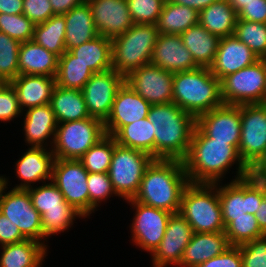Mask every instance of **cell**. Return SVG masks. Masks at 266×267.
Returning <instances> with one entry per match:
<instances>
[{
    "mask_svg": "<svg viewBox=\"0 0 266 267\" xmlns=\"http://www.w3.org/2000/svg\"><path fill=\"white\" fill-rule=\"evenodd\" d=\"M189 183L216 184L223 182L230 168L236 165L235 178L249 175V168L241 160L238 150L227 142L207 137L197 126L194 128L188 154L183 160Z\"/></svg>",
    "mask_w": 266,
    "mask_h": 267,
    "instance_id": "cell-1",
    "label": "cell"
},
{
    "mask_svg": "<svg viewBox=\"0 0 266 267\" xmlns=\"http://www.w3.org/2000/svg\"><path fill=\"white\" fill-rule=\"evenodd\" d=\"M147 118L154 132V159L183 161L189 151L196 118L173 102L152 104Z\"/></svg>",
    "mask_w": 266,
    "mask_h": 267,
    "instance_id": "cell-2",
    "label": "cell"
},
{
    "mask_svg": "<svg viewBox=\"0 0 266 267\" xmlns=\"http://www.w3.org/2000/svg\"><path fill=\"white\" fill-rule=\"evenodd\" d=\"M188 184L183 161L154 159L146 168L133 200L178 213L183 190Z\"/></svg>",
    "mask_w": 266,
    "mask_h": 267,
    "instance_id": "cell-3",
    "label": "cell"
},
{
    "mask_svg": "<svg viewBox=\"0 0 266 267\" xmlns=\"http://www.w3.org/2000/svg\"><path fill=\"white\" fill-rule=\"evenodd\" d=\"M172 102L197 118L224 104L221 81L206 67L176 72L173 77Z\"/></svg>",
    "mask_w": 266,
    "mask_h": 267,
    "instance_id": "cell-4",
    "label": "cell"
},
{
    "mask_svg": "<svg viewBox=\"0 0 266 267\" xmlns=\"http://www.w3.org/2000/svg\"><path fill=\"white\" fill-rule=\"evenodd\" d=\"M179 213L196 233L225 230L217 183H189L183 190Z\"/></svg>",
    "mask_w": 266,
    "mask_h": 267,
    "instance_id": "cell-5",
    "label": "cell"
},
{
    "mask_svg": "<svg viewBox=\"0 0 266 267\" xmlns=\"http://www.w3.org/2000/svg\"><path fill=\"white\" fill-rule=\"evenodd\" d=\"M158 35L156 25L134 24L122 35L111 39L112 68L126 77L150 63Z\"/></svg>",
    "mask_w": 266,
    "mask_h": 267,
    "instance_id": "cell-6",
    "label": "cell"
},
{
    "mask_svg": "<svg viewBox=\"0 0 266 267\" xmlns=\"http://www.w3.org/2000/svg\"><path fill=\"white\" fill-rule=\"evenodd\" d=\"M35 186L27 190L33 207L41 215L42 233L46 239L64 231L68 232L73 224L77 223L74 222L77 218L85 219L79 211L65 201L63 194L52 181Z\"/></svg>",
    "mask_w": 266,
    "mask_h": 267,
    "instance_id": "cell-7",
    "label": "cell"
},
{
    "mask_svg": "<svg viewBox=\"0 0 266 267\" xmlns=\"http://www.w3.org/2000/svg\"><path fill=\"white\" fill-rule=\"evenodd\" d=\"M105 136L104 122L94 117L57 123L51 150L55 158L78 160Z\"/></svg>",
    "mask_w": 266,
    "mask_h": 267,
    "instance_id": "cell-8",
    "label": "cell"
},
{
    "mask_svg": "<svg viewBox=\"0 0 266 267\" xmlns=\"http://www.w3.org/2000/svg\"><path fill=\"white\" fill-rule=\"evenodd\" d=\"M217 190L225 227L231 217L255 214L266 196V182L251 175L234 181L217 183Z\"/></svg>",
    "mask_w": 266,
    "mask_h": 267,
    "instance_id": "cell-9",
    "label": "cell"
},
{
    "mask_svg": "<svg viewBox=\"0 0 266 267\" xmlns=\"http://www.w3.org/2000/svg\"><path fill=\"white\" fill-rule=\"evenodd\" d=\"M153 160L149 153L141 150L115 146L108 174L120 198L125 201L135 197L145 170Z\"/></svg>",
    "mask_w": 266,
    "mask_h": 267,
    "instance_id": "cell-10",
    "label": "cell"
},
{
    "mask_svg": "<svg viewBox=\"0 0 266 267\" xmlns=\"http://www.w3.org/2000/svg\"><path fill=\"white\" fill-rule=\"evenodd\" d=\"M2 178L4 184L0 190V213L17 225L26 239L41 242L49 247L48 240L42 233L41 215L33 207L28 190L10 188V179L6 175H2Z\"/></svg>",
    "mask_w": 266,
    "mask_h": 267,
    "instance_id": "cell-11",
    "label": "cell"
},
{
    "mask_svg": "<svg viewBox=\"0 0 266 267\" xmlns=\"http://www.w3.org/2000/svg\"><path fill=\"white\" fill-rule=\"evenodd\" d=\"M265 94V59H259L221 80V96L227 105L262 104Z\"/></svg>",
    "mask_w": 266,
    "mask_h": 267,
    "instance_id": "cell-12",
    "label": "cell"
},
{
    "mask_svg": "<svg viewBox=\"0 0 266 267\" xmlns=\"http://www.w3.org/2000/svg\"><path fill=\"white\" fill-rule=\"evenodd\" d=\"M133 209V220L130 224L131 241L143 251L152 254L159 246L167 228L171 212L157 209L133 199L126 200Z\"/></svg>",
    "mask_w": 266,
    "mask_h": 267,
    "instance_id": "cell-13",
    "label": "cell"
},
{
    "mask_svg": "<svg viewBox=\"0 0 266 267\" xmlns=\"http://www.w3.org/2000/svg\"><path fill=\"white\" fill-rule=\"evenodd\" d=\"M88 173L77 159L55 158L51 179L63 194L65 201L85 218H89Z\"/></svg>",
    "mask_w": 266,
    "mask_h": 267,
    "instance_id": "cell-14",
    "label": "cell"
},
{
    "mask_svg": "<svg viewBox=\"0 0 266 267\" xmlns=\"http://www.w3.org/2000/svg\"><path fill=\"white\" fill-rule=\"evenodd\" d=\"M241 137L238 152L250 169L266 150V107L264 104H242Z\"/></svg>",
    "mask_w": 266,
    "mask_h": 267,
    "instance_id": "cell-15",
    "label": "cell"
},
{
    "mask_svg": "<svg viewBox=\"0 0 266 267\" xmlns=\"http://www.w3.org/2000/svg\"><path fill=\"white\" fill-rule=\"evenodd\" d=\"M124 82L125 77L113 68L91 76L82 89L90 117L106 121L116 94Z\"/></svg>",
    "mask_w": 266,
    "mask_h": 267,
    "instance_id": "cell-16",
    "label": "cell"
},
{
    "mask_svg": "<svg viewBox=\"0 0 266 267\" xmlns=\"http://www.w3.org/2000/svg\"><path fill=\"white\" fill-rule=\"evenodd\" d=\"M174 73L148 63L125 77V83L148 103L166 104L173 100Z\"/></svg>",
    "mask_w": 266,
    "mask_h": 267,
    "instance_id": "cell-17",
    "label": "cell"
},
{
    "mask_svg": "<svg viewBox=\"0 0 266 267\" xmlns=\"http://www.w3.org/2000/svg\"><path fill=\"white\" fill-rule=\"evenodd\" d=\"M196 126L209 138L238 150L241 137L240 105L223 104L196 118Z\"/></svg>",
    "mask_w": 266,
    "mask_h": 267,
    "instance_id": "cell-18",
    "label": "cell"
},
{
    "mask_svg": "<svg viewBox=\"0 0 266 267\" xmlns=\"http://www.w3.org/2000/svg\"><path fill=\"white\" fill-rule=\"evenodd\" d=\"M194 231L188 221L178 212L172 213L165 234L150 255L153 267H180V261Z\"/></svg>",
    "mask_w": 266,
    "mask_h": 267,
    "instance_id": "cell-19",
    "label": "cell"
},
{
    "mask_svg": "<svg viewBox=\"0 0 266 267\" xmlns=\"http://www.w3.org/2000/svg\"><path fill=\"white\" fill-rule=\"evenodd\" d=\"M151 104L125 82L118 90L109 117L104 122L106 135L114 136L123 126L147 118Z\"/></svg>",
    "mask_w": 266,
    "mask_h": 267,
    "instance_id": "cell-20",
    "label": "cell"
},
{
    "mask_svg": "<svg viewBox=\"0 0 266 267\" xmlns=\"http://www.w3.org/2000/svg\"><path fill=\"white\" fill-rule=\"evenodd\" d=\"M87 2L99 35L114 39L134 25L127 0H87Z\"/></svg>",
    "mask_w": 266,
    "mask_h": 267,
    "instance_id": "cell-21",
    "label": "cell"
},
{
    "mask_svg": "<svg viewBox=\"0 0 266 267\" xmlns=\"http://www.w3.org/2000/svg\"><path fill=\"white\" fill-rule=\"evenodd\" d=\"M15 162L16 178L21 182L14 189H27L35 183H46L52 179V169L55 160L51 149L28 147Z\"/></svg>",
    "mask_w": 266,
    "mask_h": 267,
    "instance_id": "cell-22",
    "label": "cell"
},
{
    "mask_svg": "<svg viewBox=\"0 0 266 267\" xmlns=\"http://www.w3.org/2000/svg\"><path fill=\"white\" fill-rule=\"evenodd\" d=\"M22 116L26 145L51 149L55 140L57 121L50 103L24 110Z\"/></svg>",
    "mask_w": 266,
    "mask_h": 267,
    "instance_id": "cell-23",
    "label": "cell"
},
{
    "mask_svg": "<svg viewBox=\"0 0 266 267\" xmlns=\"http://www.w3.org/2000/svg\"><path fill=\"white\" fill-rule=\"evenodd\" d=\"M259 58L243 42L234 35L220 38L214 61L210 71L220 81L229 74L252 65Z\"/></svg>",
    "mask_w": 266,
    "mask_h": 267,
    "instance_id": "cell-24",
    "label": "cell"
},
{
    "mask_svg": "<svg viewBox=\"0 0 266 267\" xmlns=\"http://www.w3.org/2000/svg\"><path fill=\"white\" fill-rule=\"evenodd\" d=\"M150 63L172 73L199 68L181 35L173 34L158 35Z\"/></svg>",
    "mask_w": 266,
    "mask_h": 267,
    "instance_id": "cell-25",
    "label": "cell"
},
{
    "mask_svg": "<svg viewBox=\"0 0 266 267\" xmlns=\"http://www.w3.org/2000/svg\"><path fill=\"white\" fill-rule=\"evenodd\" d=\"M231 245L226 233L194 232L183 252L180 267H197L203 262L222 254Z\"/></svg>",
    "mask_w": 266,
    "mask_h": 267,
    "instance_id": "cell-26",
    "label": "cell"
},
{
    "mask_svg": "<svg viewBox=\"0 0 266 267\" xmlns=\"http://www.w3.org/2000/svg\"><path fill=\"white\" fill-rule=\"evenodd\" d=\"M18 97L22 111L50 103L56 85L55 77L18 75L10 82Z\"/></svg>",
    "mask_w": 266,
    "mask_h": 267,
    "instance_id": "cell-27",
    "label": "cell"
},
{
    "mask_svg": "<svg viewBox=\"0 0 266 267\" xmlns=\"http://www.w3.org/2000/svg\"><path fill=\"white\" fill-rule=\"evenodd\" d=\"M59 56L43 48L33 40L20 44L18 56L19 75L55 77Z\"/></svg>",
    "mask_w": 266,
    "mask_h": 267,
    "instance_id": "cell-28",
    "label": "cell"
},
{
    "mask_svg": "<svg viewBox=\"0 0 266 267\" xmlns=\"http://www.w3.org/2000/svg\"><path fill=\"white\" fill-rule=\"evenodd\" d=\"M66 23L65 49L78 47L93 40L99 34L96 30L91 8L88 2L75 6L66 14H63Z\"/></svg>",
    "mask_w": 266,
    "mask_h": 267,
    "instance_id": "cell-29",
    "label": "cell"
},
{
    "mask_svg": "<svg viewBox=\"0 0 266 267\" xmlns=\"http://www.w3.org/2000/svg\"><path fill=\"white\" fill-rule=\"evenodd\" d=\"M0 248V267H42L48 256V247L31 239Z\"/></svg>",
    "mask_w": 266,
    "mask_h": 267,
    "instance_id": "cell-30",
    "label": "cell"
},
{
    "mask_svg": "<svg viewBox=\"0 0 266 267\" xmlns=\"http://www.w3.org/2000/svg\"><path fill=\"white\" fill-rule=\"evenodd\" d=\"M50 105L57 123L90 118L82 90L55 85Z\"/></svg>",
    "mask_w": 266,
    "mask_h": 267,
    "instance_id": "cell-31",
    "label": "cell"
},
{
    "mask_svg": "<svg viewBox=\"0 0 266 267\" xmlns=\"http://www.w3.org/2000/svg\"><path fill=\"white\" fill-rule=\"evenodd\" d=\"M237 20L229 0H218L199 12V24L219 38L234 35Z\"/></svg>",
    "mask_w": 266,
    "mask_h": 267,
    "instance_id": "cell-32",
    "label": "cell"
},
{
    "mask_svg": "<svg viewBox=\"0 0 266 267\" xmlns=\"http://www.w3.org/2000/svg\"><path fill=\"white\" fill-rule=\"evenodd\" d=\"M181 37L195 63L199 67L209 68L214 61L220 38L208 32L200 24L188 28Z\"/></svg>",
    "mask_w": 266,
    "mask_h": 267,
    "instance_id": "cell-33",
    "label": "cell"
},
{
    "mask_svg": "<svg viewBox=\"0 0 266 267\" xmlns=\"http://www.w3.org/2000/svg\"><path fill=\"white\" fill-rule=\"evenodd\" d=\"M199 24V12L173 2H165L156 23L159 34L181 35L188 28Z\"/></svg>",
    "mask_w": 266,
    "mask_h": 267,
    "instance_id": "cell-34",
    "label": "cell"
},
{
    "mask_svg": "<svg viewBox=\"0 0 266 267\" xmlns=\"http://www.w3.org/2000/svg\"><path fill=\"white\" fill-rule=\"evenodd\" d=\"M70 52L94 73L112 68L111 39L102 35L71 49Z\"/></svg>",
    "mask_w": 266,
    "mask_h": 267,
    "instance_id": "cell-35",
    "label": "cell"
},
{
    "mask_svg": "<svg viewBox=\"0 0 266 267\" xmlns=\"http://www.w3.org/2000/svg\"><path fill=\"white\" fill-rule=\"evenodd\" d=\"M118 145L141 150L154 158V132L152 122L143 118L123 126L114 136Z\"/></svg>",
    "mask_w": 266,
    "mask_h": 267,
    "instance_id": "cell-36",
    "label": "cell"
},
{
    "mask_svg": "<svg viewBox=\"0 0 266 267\" xmlns=\"http://www.w3.org/2000/svg\"><path fill=\"white\" fill-rule=\"evenodd\" d=\"M66 23L63 15H53L34 27L32 40L59 57L65 52Z\"/></svg>",
    "mask_w": 266,
    "mask_h": 267,
    "instance_id": "cell-37",
    "label": "cell"
},
{
    "mask_svg": "<svg viewBox=\"0 0 266 267\" xmlns=\"http://www.w3.org/2000/svg\"><path fill=\"white\" fill-rule=\"evenodd\" d=\"M93 74L88 66L76 60L70 51H66L59 57L55 82L60 87L82 90Z\"/></svg>",
    "mask_w": 266,
    "mask_h": 267,
    "instance_id": "cell-38",
    "label": "cell"
},
{
    "mask_svg": "<svg viewBox=\"0 0 266 267\" xmlns=\"http://www.w3.org/2000/svg\"><path fill=\"white\" fill-rule=\"evenodd\" d=\"M117 142L106 135L78 159L89 173H108Z\"/></svg>",
    "mask_w": 266,
    "mask_h": 267,
    "instance_id": "cell-39",
    "label": "cell"
},
{
    "mask_svg": "<svg viewBox=\"0 0 266 267\" xmlns=\"http://www.w3.org/2000/svg\"><path fill=\"white\" fill-rule=\"evenodd\" d=\"M230 245L239 246L254 239H259L266 234L261 230L254 214L247 216L231 217V222L225 227Z\"/></svg>",
    "mask_w": 266,
    "mask_h": 267,
    "instance_id": "cell-40",
    "label": "cell"
},
{
    "mask_svg": "<svg viewBox=\"0 0 266 267\" xmlns=\"http://www.w3.org/2000/svg\"><path fill=\"white\" fill-rule=\"evenodd\" d=\"M234 36L249 47L259 59L266 58V23L238 19Z\"/></svg>",
    "mask_w": 266,
    "mask_h": 267,
    "instance_id": "cell-41",
    "label": "cell"
},
{
    "mask_svg": "<svg viewBox=\"0 0 266 267\" xmlns=\"http://www.w3.org/2000/svg\"><path fill=\"white\" fill-rule=\"evenodd\" d=\"M89 193V217L98 207L110 199V197L120 198L112 185L108 173H88L87 178ZM103 202V203H102Z\"/></svg>",
    "mask_w": 266,
    "mask_h": 267,
    "instance_id": "cell-42",
    "label": "cell"
},
{
    "mask_svg": "<svg viewBox=\"0 0 266 267\" xmlns=\"http://www.w3.org/2000/svg\"><path fill=\"white\" fill-rule=\"evenodd\" d=\"M20 42L0 32V75L10 83L19 75Z\"/></svg>",
    "mask_w": 266,
    "mask_h": 267,
    "instance_id": "cell-43",
    "label": "cell"
},
{
    "mask_svg": "<svg viewBox=\"0 0 266 267\" xmlns=\"http://www.w3.org/2000/svg\"><path fill=\"white\" fill-rule=\"evenodd\" d=\"M35 24L24 14H0V32L19 41H30L33 38Z\"/></svg>",
    "mask_w": 266,
    "mask_h": 267,
    "instance_id": "cell-44",
    "label": "cell"
},
{
    "mask_svg": "<svg viewBox=\"0 0 266 267\" xmlns=\"http://www.w3.org/2000/svg\"><path fill=\"white\" fill-rule=\"evenodd\" d=\"M164 3L163 0H127L134 24L156 25Z\"/></svg>",
    "mask_w": 266,
    "mask_h": 267,
    "instance_id": "cell-45",
    "label": "cell"
},
{
    "mask_svg": "<svg viewBox=\"0 0 266 267\" xmlns=\"http://www.w3.org/2000/svg\"><path fill=\"white\" fill-rule=\"evenodd\" d=\"M243 267H266V236L240 245Z\"/></svg>",
    "mask_w": 266,
    "mask_h": 267,
    "instance_id": "cell-46",
    "label": "cell"
},
{
    "mask_svg": "<svg viewBox=\"0 0 266 267\" xmlns=\"http://www.w3.org/2000/svg\"><path fill=\"white\" fill-rule=\"evenodd\" d=\"M18 97L15 89L10 83L0 87V121L14 122V118L22 117Z\"/></svg>",
    "mask_w": 266,
    "mask_h": 267,
    "instance_id": "cell-47",
    "label": "cell"
},
{
    "mask_svg": "<svg viewBox=\"0 0 266 267\" xmlns=\"http://www.w3.org/2000/svg\"><path fill=\"white\" fill-rule=\"evenodd\" d=\"M35 25L55 15L49 0H23V13Z\"/></svg>",
    "mask_w": 266,
    "mask_h": 267,
    "instance_id": "cell-48",
    "label": "cell"
},
{
    "mask_svg": "<svg viewBox=\"0 0 266 267\" xmlns=\"http://www.w3.org/2000/svg\"><path fill=\"white\" fill-rule=\"evenodd\" d=\"M197 267H243L240 245H231L222 254L203 262Z\"/></svg>",
    "mask_w": 266,
    "mask_h": 267,
    "instance_id": "cell-49",
    "label": "cell"
},
{
    "mask_svg": "<svg viewBox=\"0 0 266 267\" xmlns=\"http://www.w3.org/2000/svg\"><path fill=\"white\" fill-rule=\"evenodd\" d=\"M237 14L238 19L266 23V0H251Z\"/></svg>",
    "mask_w": 266,
    "mask_h": 267,
    "instance_id": "cell-50",
    "label": "cell"
},
{
    "mask_svg": "<svg viewBox=\"0 0 266 267\" xmlns=\"http://www.w3.org/2000/svg\"><path fill=\"white\" fill-rule=\"evenodd\" d=\"M26 240L17 225L0 213V246Z\"/></svg>",
    "mask_w": 266,
    "mask_h": 267,
    "instance_id": "cell-51",
    "label": "cell"
},
{
    "mask_svg": "<svg viewBox=\"0 0 266 267\" xmlns=\"http://www.w3.org/2000/svg\"><path fill=\"white\" fill-rule=\"evenodd\" d=\"M55 15H63L87 0H49Z\"/></svg>",
    "mask_w": 266,
    "mask_h": 267,
    "instance_id": "cell-52",
    "label": "cell"
},
{
    "mask_svg": "<svg viewBox=\"0 0 266 267\" xmlns=\"http://www.w3.org/2000/svg\"><path fill=\"white\" fill-rule=\"evenodd\" d=\"M17 15L23 13V0H0V14Z\"/></svg>",
    "mask_w": 266,
    "mask_h": 267,
    "instance_id": "cell-53",
    "label": "cell"
},
{
    "mask_svg": "<svg viewBox=\"0 0 266 267\" xmlns=\"http://www.w3.org/2000/svg\"><path fill=\"white\" fill-rule=\"evenodd\" d=\"M249 175L266 182V150L260 159L249 169Z\"/></svg>",
    "mask_w": 266,
    "mask_h": 267,
    "instance_id": "cell-54",
    "label": "cell"
},
{
    "mask_svg": "<svg viewBox=\"0 0 266 267\" xmlns=\"http://www.w3.org/2000/svg\"><path fill=\"white\" fill-rule=\"evenodd\" d=\"M217 1L218 0H172L173 3L193 8L198 12Z\"/></svg>",
    "mask_w": 266,
    "mask_h": 267,
    "instance_id": "cell-55",
    "label": "cell"
},
{
    "mask_svg": "<svg viewBox=\"0 0 266 267\" xmlns=\"http://www.w3.org/2000/svg\"><path fill=\"white\" fill-rule=\"evenodd\" d=\"M254 215L258 221L259 227L266 234V196L263 198L260 207Z\"/></svg>",
    "mask_w": 266,
    "mask_h": 267,
    "instance_id": "cell-56",
    "label": "cell"
},
{
    "mask_svg": "<svg viewBox=\"0 0 266 267\" xmlns=\"http://www.w3.org/2000/svg\"><path fill=\"white\" fill-rule=\"evenodd\" d=\"M251 0H229L231 6L238 13L244 6H247V3Z\"/></svg>",
    "mask_w": 266,
    "mask_h": 267,
    "instance_id": "cell-57",
    "label": "cell"
},
{
    "mask_svg": "<svg viewBox=\"0 0 266 267\" xmlns=\"http://www.w3.org/2000/svg\"><path fill=\"white\" fill-rule=\"evenodd\" d=\"M7 82L2 78V76L0 75V87L5 85Z\"/></svg>",
    "mask_w": 266,
    "mask_h": 267,
    "instance_id": "cell-58",
    "label": "cell"
},
{
    "mask_svg": "<svg viewBox=\"0 0 266 267\" xmlns=\"http://www.w3.org/2000/svg\"><path fill=\"white\" fill-rule=\"evenodd\" d=\"M3 184H4L3 178H2V175H0V190H1Z\"/></svg>",
    "mask_w": 266,
    "mask_h": 267,
    "instance_id": "cell-59",
    "label": "cell"
},
{
    "mask_svg": "<svg viewBox=\"0 0 266 267\" xmlns=\"http://www.w3.org/2000/svg\"><path fill=\"white\" fill-rule=\"evenodd\" d=\"M265 68H266V58H265ZM263 102H266V94H265Z\"/></svg>",
    "mask_w": 266,
    "mask_h": 267,
    "instance_id": "cell-60",
    "label": "cell"
},
{
    "mask_svg": "<svg viewBox=\"0 0 266 267\" xmlns=\"http://www.w3.org/2000/svg\"><path fill=\"white\" fill-rule=\"evenodd\" d=\"M164 2H172V0H163Z\"/></svg>",
    "mask_w": 266,
    "mask_h": 267,
    "instance_id": "cell-61",
    "label": "cell"
}]
</instances>
